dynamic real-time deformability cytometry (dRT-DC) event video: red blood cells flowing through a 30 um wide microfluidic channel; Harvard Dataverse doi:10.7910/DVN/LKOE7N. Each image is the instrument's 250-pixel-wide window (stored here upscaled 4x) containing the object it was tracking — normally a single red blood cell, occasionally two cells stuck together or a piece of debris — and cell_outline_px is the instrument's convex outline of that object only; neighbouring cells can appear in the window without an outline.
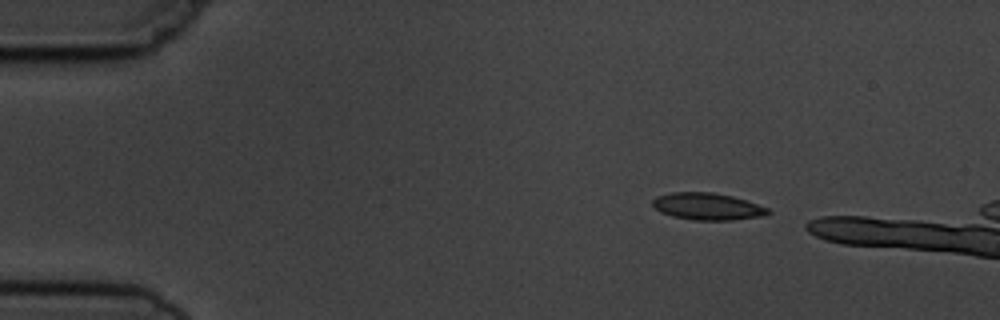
{"species": "common noctule bat (a hibernating species)", "species_latin": "Nyctalus noctula", "temperature_condition": "cold", "stored_images_in_passage": 3, "camera_frame_rate_fps": 3000, "um_per_image_px": 0.085, "animal": {"sex": "male", "body_mass_g": 19.5, "forearm_length_mm": 54.6}, "frame": {"image": 1, "passage_image": 1, "time_ms": 0.0, "image_size_px": [1000, 320], "cell_outline_px": [[772, 212], [764, 216], [732, 220], [692, 220], [672, 216], [660, 212], [652, 204], [652, 200], [656, 196], [672, 192], [712, 192], [732, 196], [768, 208]], "centroid_in_image_um": [60.12, 17.55], "position_along_channel_um": 24.9, "area_um2": 18.15}}